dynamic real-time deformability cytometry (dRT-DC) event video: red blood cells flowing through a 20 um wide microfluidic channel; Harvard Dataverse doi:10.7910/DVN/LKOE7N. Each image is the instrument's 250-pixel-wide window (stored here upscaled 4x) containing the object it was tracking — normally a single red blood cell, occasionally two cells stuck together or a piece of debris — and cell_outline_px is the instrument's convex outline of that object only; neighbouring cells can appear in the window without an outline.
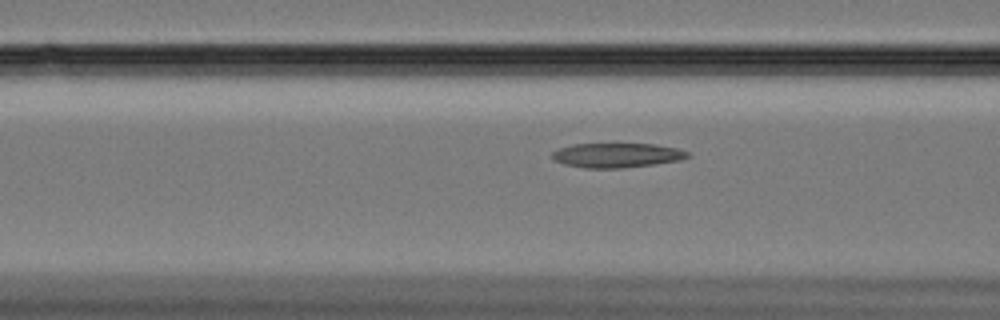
{"species": "Egyptian fruit bat (a non-hibernating species)", "species_latin": "Rousettus aegyptiacus", "temperature_condition": "cold", "stored_images_in_passage": 60, "camera_frame_rate_fps": 3000, "um_per_image_px": 0.085, "animal": {"sex": "female"}, "frame": {"image": 1, "passage_image": 24, "time_ms": 7.667, "image_size_px": [1000, 320], "cell_outline_px": [[692, 156], [680, 160], [656, 164], [624, 168], [584, 168], [564, 164], [556, 160], [552, 156], [552, 152], [560, 148], [572, 144], [656, 144], [676, 148], [688, 152]], "centroid_in_image_um": [52.47, 13.2], "position_along_channel_um": 114.1, "area_um2": 19.36}}
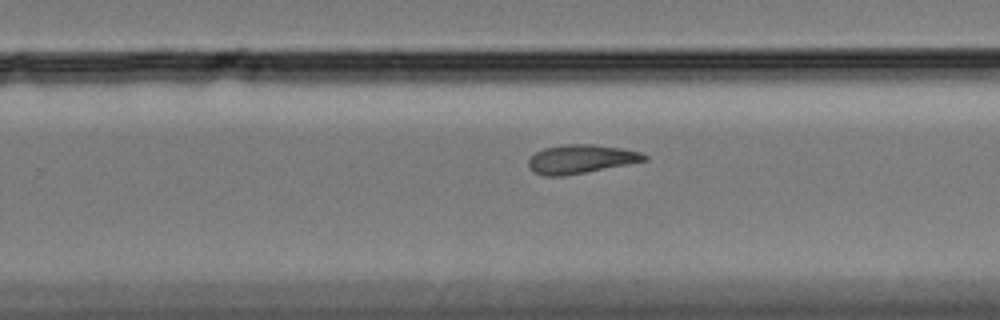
{"frame": {"image": 2, "passage_image": 39, "time_ms": 12.667, "image_size_px": [1000, 320], "cell_outline_px": [[648, 160], [584, 172], [560, 176], [544, 176], [532, 172], [528, 168], [528, 160], [536, 152], [544, 148], [564, 144], [596, 144], [620, 148], [640, 152], [648, 156]], "centroid_in_image_um": [49.33, 13.51], "position_along_channel_um": 280.5, "area_um2": 19.31}}
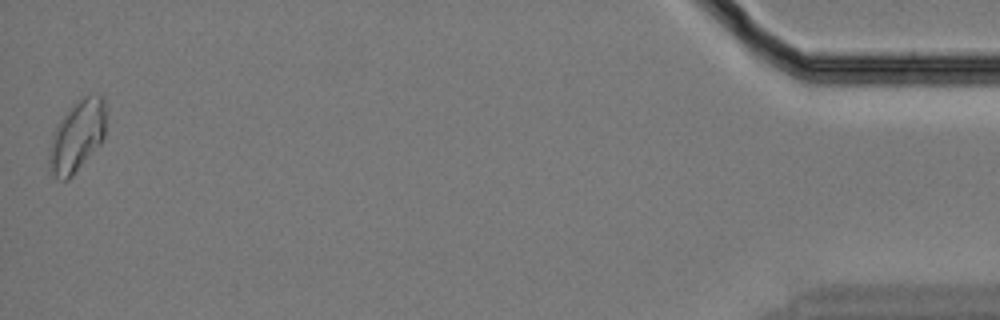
{"frame": {"image": 3, "passage_image": 60, "time_ms": 19.667, "image_size_px": [1000, 320], "cell_outline_px": [[104, 140], [72, 176], [68, 180], [60, 180], [52, 172], [48, 160], [52, 136], [56, 128], [68, 108], [84, 96], [104, 92]], "centroid_in_image_um": [6.57, 11.54], "position_along_channel_um": 428.6, "area_um2": 23.35}, "authors_computed_cell_mechanics": {"area_um2": 20.2878, "velocity_mm_per_s": 3.3281, "shape_relaxation_time_tau1_ms": null, "shape_relaxation_time_tau2_ms": 5.8961, "deformation_change_tau1": null, "deformation_change_tau2": 0.1161}}